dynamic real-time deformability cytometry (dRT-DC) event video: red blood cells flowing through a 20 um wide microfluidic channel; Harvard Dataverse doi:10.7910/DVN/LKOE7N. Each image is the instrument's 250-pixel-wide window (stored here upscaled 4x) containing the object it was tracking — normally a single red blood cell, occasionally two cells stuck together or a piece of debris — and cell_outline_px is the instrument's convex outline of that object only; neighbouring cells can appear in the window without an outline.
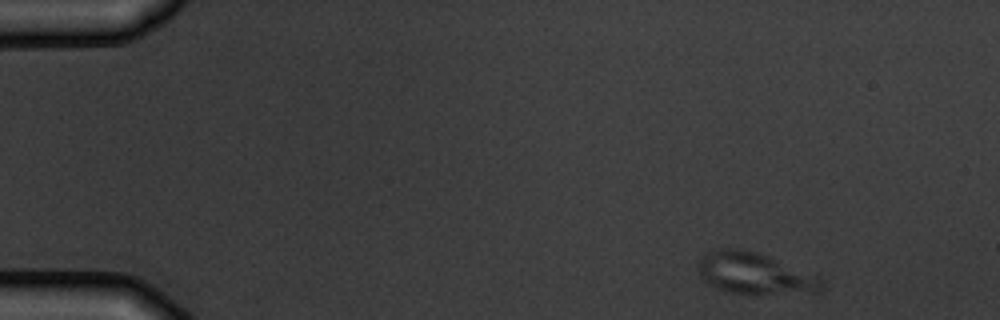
{"species": "common noctule bat (a hibernating species)", "species_latin": "Nyctalus noctula", "temperature_condition": "warm", "stored_images_in_passage": 5, "camera_frame_rate_fps": 3000, "um_per_image_px": 0.085, "animal": {"sex": "male", "body_mass_g": 19.5, "forearm_length_mm": 54.6}, "frame": {"image": 1, "passage_image": 1, "time_ms": 0.0, "image_size_px": [1000, 320], "cell_outline_px": [[824, 288], [820, 292], [728, 292], [716, 288], [708, 284], [700, 276], [696, 268], [700, 256], [704, 252], [716, 248], [736, 248], [756, 252], [816, 276], [824, 280]], "centroid_in_image_um": [64.03, 23.21], "position_along_channel_um": 21.0, "area_um2": 29.13}}
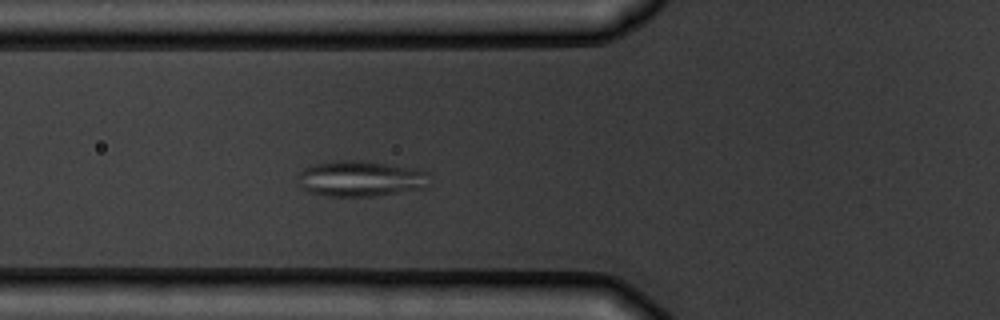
{"frame": {"image": 2, "passage_image": 5, "time_ms": 4.667, "image_size_px": [1000, 320], "cell_outline_px": [[432, 172], [428, 188], [372, 196], [328, 196], [308, 192], [300, 184], [296, 176], [304, 168], [324, 160], [360, 160], [420, 168]], "centroid_in_image_um": [30.72, 15.16], "position_along_channel_um": 95.1, "area_um2": 28.21}}